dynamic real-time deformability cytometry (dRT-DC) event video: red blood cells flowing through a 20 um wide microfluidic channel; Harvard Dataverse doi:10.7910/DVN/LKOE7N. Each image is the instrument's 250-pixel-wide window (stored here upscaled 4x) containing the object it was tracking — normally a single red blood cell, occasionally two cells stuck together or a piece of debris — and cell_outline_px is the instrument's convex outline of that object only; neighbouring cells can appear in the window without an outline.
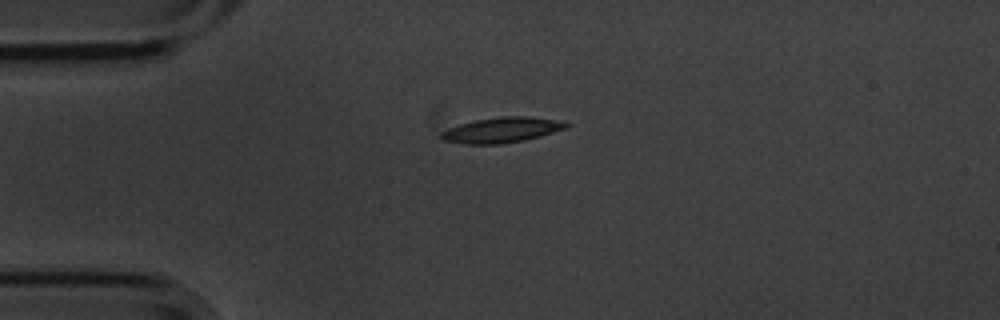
{"species": "common noctule bat (a hibernating species)", "species_latin": "Nyctalus noctula", "temperature_condition": "cold", "stored_images_in_passage": 8, "camera_frame_rate_fps": 3000, "um_per_image_px": 0.085, "animal": {"sex": "male", "body_mass_g": 20.1, "forearm_length_mm": 53.5}, "frame": {"image": 1, "passage_image": 1, "time_ms": 0.0, "image_size_px": [1000, 320], "cell_outline_px": [[572, 124], [568, 128], [540, 136], [524, 140], [500, 144], [460, 144], [440, 140], [440, 132], [448, 128], [460, 124], [476, 120], [500, 116], [528, 116], [552, 120]], "centroid_in_image_um": [42.59, 11.06], "position_along_channel_um": 42.4, "area_um2": 18.5}}
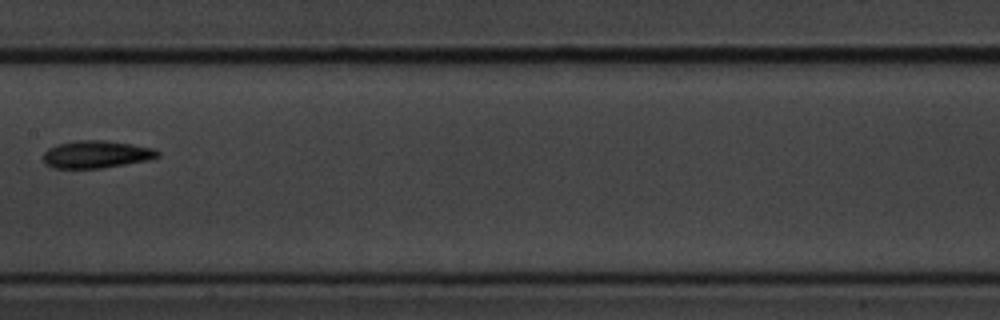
{"frame": {"image": 2, "passage_image": 5, "time_ms": 1.333, "image_size_px": [1000, 320], "cell_outline_px": [[160, 156], [148, 160], [100, 168], [52, 168], [44, 164], [44, 152], [48, 148], [56, 144], [76, 140], [108, 140], [156, 148], [160, 152]], "centroid_in_image_um": [8.19, 13.11], "position_along_channel_um": 199.2, "area_um2": 18.5}}
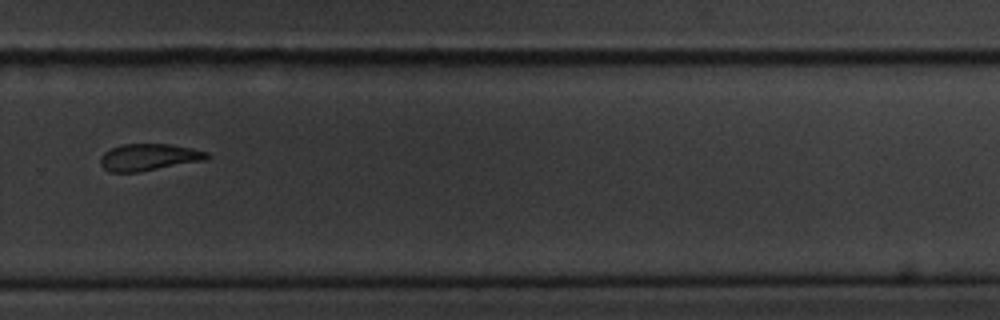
{"frame": {"image": 3, "passage_image": 8, "time_ms": 2.333, "image_size_px": [1000, 320], "cell_outline_px": [[208, 160], [140, 172], [112, 172], [104, 168], [100, 164], [100, 156], [104, 152], [112, 148], [124, 144], [168, 144], [192, 148], [208, 152]], "centroid_in_image_um": [12.67, 13.37], "position_along_channel_um": 317.1, "area_um2": 16.76}}